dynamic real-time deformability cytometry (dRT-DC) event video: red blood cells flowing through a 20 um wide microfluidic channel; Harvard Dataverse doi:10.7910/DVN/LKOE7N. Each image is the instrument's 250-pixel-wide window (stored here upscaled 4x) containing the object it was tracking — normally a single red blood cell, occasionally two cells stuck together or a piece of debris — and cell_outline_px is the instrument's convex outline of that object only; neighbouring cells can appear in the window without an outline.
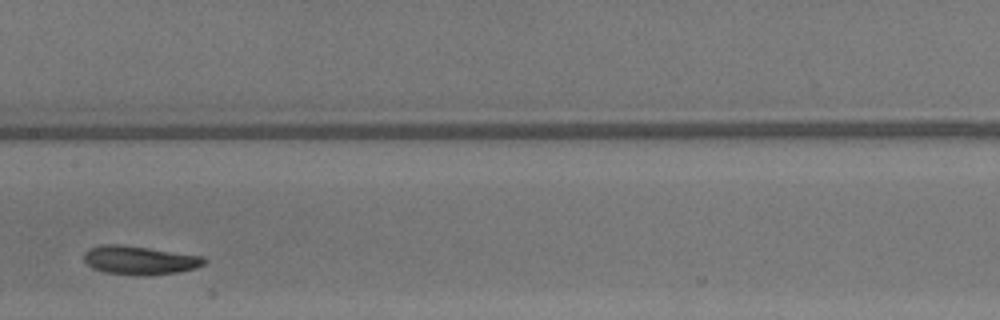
{"species": "common noctule bat (a hibernating species)", "species_latin": "Nyctalus noctula", "temperature_condition": "warm", "stored_images_in_passage": 14, "camera_frame_rate_fps": 3000, "um_per_image_px": 0.085, "animal": {"sex": "male", "body_mass_g": 13.3}, "frame": {"image": 1, "passage_image": 12, "time_ms": 3.667, "image_size_px": [1000, 320], "cell_outline_px": [[204, 264], [196, 268], [176, 272], [148, 276], [144, 276], [104, 272], [92, 268], [84, 260], [84, 252], [100, 244], [120, 244], [204, 256]], "centroid_in_image_um": [11.85, 22.12], "position_along_channel_um": 195.5, "area_um2": 20.0}}